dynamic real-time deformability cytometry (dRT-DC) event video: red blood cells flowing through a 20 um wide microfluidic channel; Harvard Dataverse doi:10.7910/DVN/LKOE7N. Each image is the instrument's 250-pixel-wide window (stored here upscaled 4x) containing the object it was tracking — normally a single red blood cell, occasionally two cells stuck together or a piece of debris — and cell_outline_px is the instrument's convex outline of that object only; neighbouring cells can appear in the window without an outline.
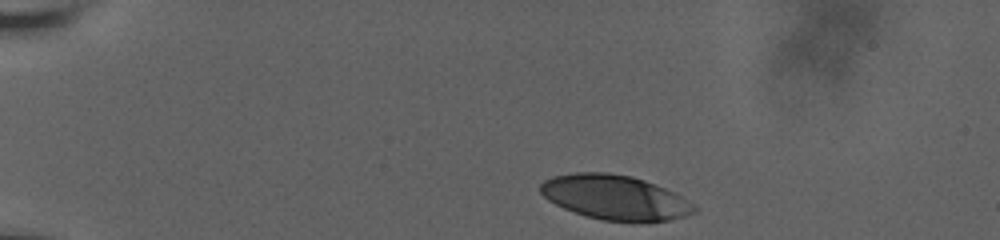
{"species": "human", "species_latin": "Homo sapiens", "temperature_condition": "room temperature", "stored_images_in_passage": 19, "camera_frame_rate_fps": 3000, "um_per_image_px": 0.085, "donor": {"sex": "male"}, "frame": {"image": 1, "passage_image": 1, "time_ms": 0.0, "image_size_px": [1000, 240], "cell_outline_px": [[696, 212], [684, 216], [668, 220], [600, 220], [564, 208], [548, 200], [540, 192], [540, 184], [544, 180], [552, 176], [572, 172], [608, 172], [632, 176], [644, 180], [664, 188], [680, 196], [692, 204], [696, 208]], "centroid_in_image_um": [52.21, 16.74], "position_along_channel_um": 32.8, "area_um2": 39.3}}
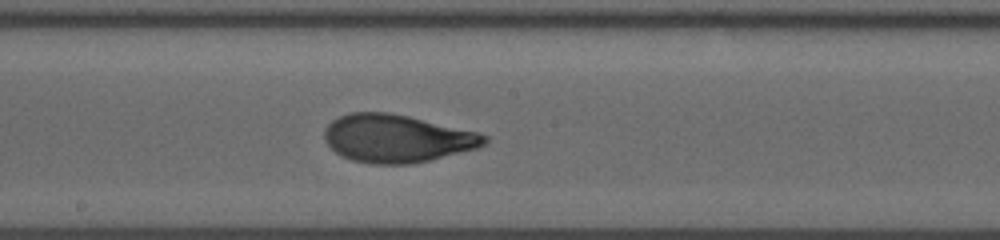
{"frame": {"image": 2, "passage_image": 11, "time_ms": 7.333, "image_size_px": [1000, 240], "cell_outline_px": [[488, 140], [484, 144], [476, 148], [412, 164], [372, 164], [352, 160], [336, 152], [324, 140], [324, 128], [332, 120], [348, 112], [388, 112], [408, 116], [476, 132], [488, 136]], "centroid_in_image_um": [33.68, 11.76], "position_along_channel_um": 214.5, "area_um2": 44.22}}
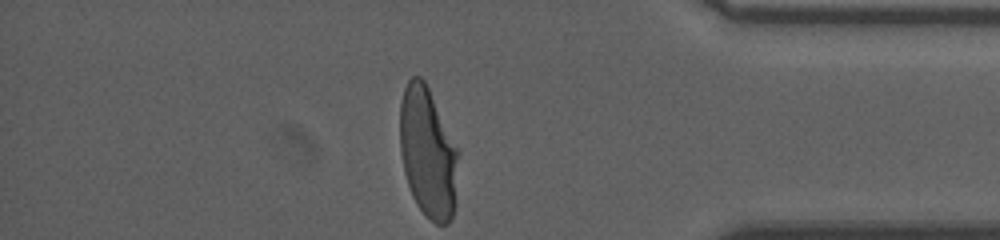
{"frame": {"image": 3, "passage_image": 19, "time_ms": 13.0, "image_size_px": [1000, 240], "cell_outline_px": [[460, 152], [456, 204], [452, 216], [448, 224], [436, 224], [416, 204], [412, 196], [404, 172], [400, 152], [400, 104], [404, 88], [408, 80], [412, 76], [420, 76], [424, 80]], "centroid_in_image_um": [36.39, 12.99], "position_along_channel_um": 398.8, "area_um2": 44.74}, "authors_computed_cell_mechanics": {"area_um2": 44.217, "velocity_mm_per_s": 3.6441, "shape_relaxation_time_tau1_ms": 8.7805, "shape_relaxation_time_tau2_ms": null, "deformation_change_tau1": 0.2876, "deformation_change_tau2": null}}